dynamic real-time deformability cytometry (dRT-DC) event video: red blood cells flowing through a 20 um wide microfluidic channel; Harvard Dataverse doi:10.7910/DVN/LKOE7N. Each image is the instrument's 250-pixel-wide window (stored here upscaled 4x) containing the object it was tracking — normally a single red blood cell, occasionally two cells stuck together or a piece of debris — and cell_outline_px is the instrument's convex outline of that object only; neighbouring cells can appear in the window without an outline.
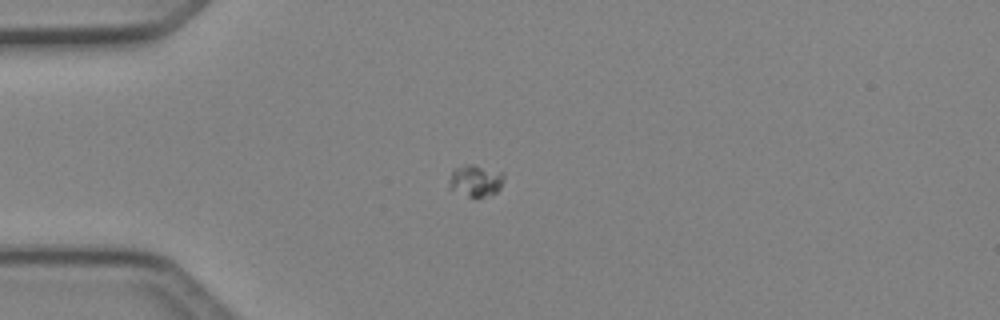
{"species": "Egyptian fruit bat (a non-hibernating species)", "species_latin": "Rousettus aegyptiacus", "temperature_condition": "cold", "stored_images_in_passage": 51, "camera_frame_rate_fps": 3000, "um_per_image_px": 0.085, "animal": {"sex": "female"}, "frame": {"image": 1, "passage_image": 15, "time_ms": 4.667, "image_size_px": [1000, 320], "cell_outline_px": [[504, 180], [500, 188], [492, 196], [476, 200], [448, 188], [452, 172], [456, 168], [464, 164], [472, 164], [504, 172]], "centroid_in_image_um": [40.46, 15.4], "position_along_channel_um": 44.5, "area_um2": 10.52}}